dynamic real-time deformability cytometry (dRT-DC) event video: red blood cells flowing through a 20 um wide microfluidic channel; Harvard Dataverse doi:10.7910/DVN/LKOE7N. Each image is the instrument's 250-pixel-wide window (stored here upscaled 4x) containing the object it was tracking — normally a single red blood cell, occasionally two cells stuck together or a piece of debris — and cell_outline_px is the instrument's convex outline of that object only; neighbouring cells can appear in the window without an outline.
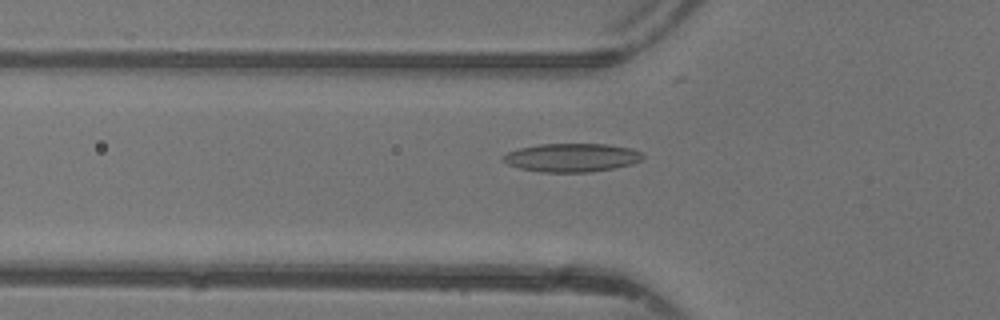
{"species": "common noctule bat (a hibernating species)", "species_latin": "Nyctalus noctula", "temperature_condition": "warm", "stored_images_in_passage": 20, "camera_frame_rate_fps": 3000, "um_per_image_px": 0.085, "animal": {"sex": "female"}, "frame": {"image": 1, "passage_image": 5, "time_ms": 1.333, "image_size_px": [1000, 320], "cell_outline_px": [[644, 156], [640, 160], [632, 164], [612, 168], [588, 172], [540, 172], [520, 168], [508, 164], [500, 160], [500, 156], [508, 152], [520, 148], [540, 144], [608, 144], [632, 148], [640, 152]], "centroid_in_image_um": [48.56, 13.39], "position_along_channel_um": 77.2, "area_um2": 23.18}}
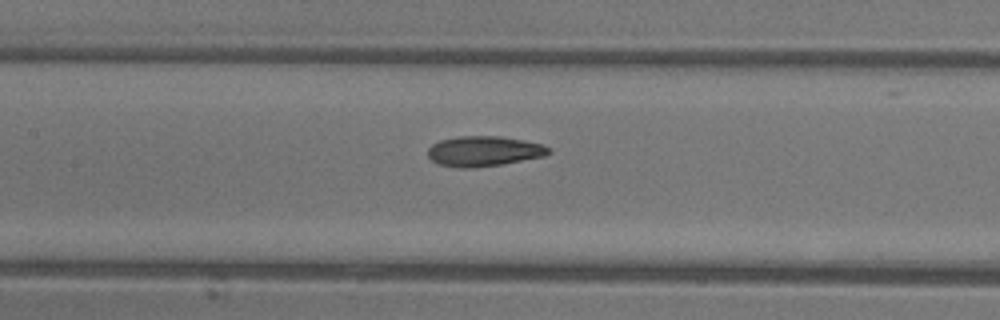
{"frame": {"image": 2, "passage_image": 11, "time_ms": 3.333, "image_size_px": [1000, 320], "cell_outline_px": [[552, 152], [544, 156], [500, 164], [476, 168], [460, 168], [440, 164], [432, 160], [428, 156], [428, 148], [432, 144], [440, 140], [460, 136], [500, 136], [524, 140], [544, 144], [552, 148]], "centroid_in_image_um": [41.16, 12.84], "position_along_channel_um": 166.2, "area_um2": 21.33}}
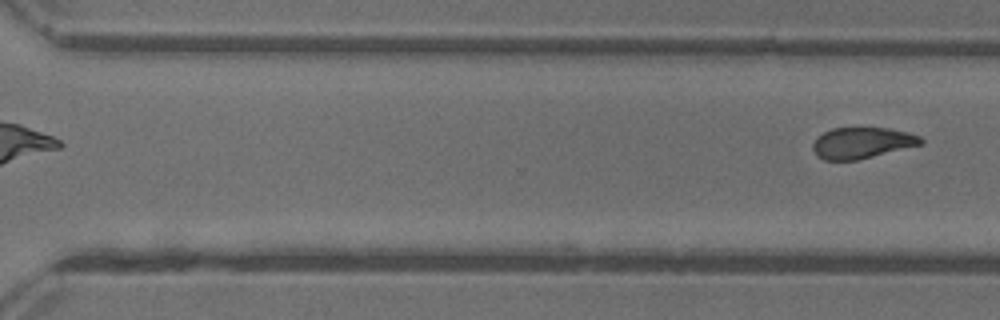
{"frame": {"image": 3, "passage_image": 20, "time_ms": 6.333, "image_size_px": [1000, 320], "cell_outline_px": [[924, 144], [856, 160], [824, 160], [816, 156], [812, 148], [812, 144], [816, 136], [832, 128], [888, 128], [908, 132], [920, 136], [924, 140]], "centroid_in_image_um": [73.25, 12.14], "position_along_channel_um": 297.3, "area_um2": 19.71}}